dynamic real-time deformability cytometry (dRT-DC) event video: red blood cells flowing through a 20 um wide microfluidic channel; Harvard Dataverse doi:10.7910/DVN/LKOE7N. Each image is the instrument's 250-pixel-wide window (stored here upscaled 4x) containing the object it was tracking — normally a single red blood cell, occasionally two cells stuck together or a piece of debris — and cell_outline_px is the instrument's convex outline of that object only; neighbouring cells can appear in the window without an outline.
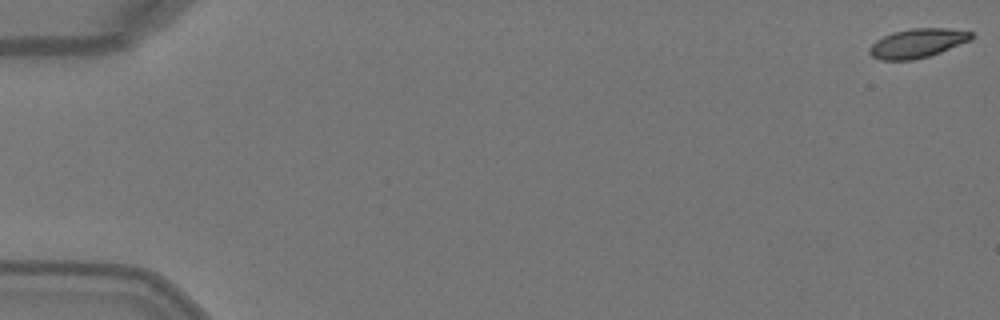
{"species": "Egyptian fruit bat (a non-hibernating species)", "species_latin": "Rousettus aegyptiacus", "temperature_condition": "warm", "stored_images_in_passage": 4, "camera_frame_rate_fps": 3000, "um_per_image_px": 0.085, "animal": {"sex": "female"}, "frame": {"image": 1, "passage_image": 1, "time_ms": 0.0, "image_size_px": [1000, 320], "cell_outline_px": [[976, 36], [972, 40], [940, 52], [928, 56], [912, 60], [880, 60], [872, 56], [868, 52], [868, 48], [876, 40], [892, 32], [912, 28], [948, 28], [972, 32]], "centroid_in_image_um": [78.0, 3.67], "position_along_channel_um": 7.0, "area_um2": 17.4}}